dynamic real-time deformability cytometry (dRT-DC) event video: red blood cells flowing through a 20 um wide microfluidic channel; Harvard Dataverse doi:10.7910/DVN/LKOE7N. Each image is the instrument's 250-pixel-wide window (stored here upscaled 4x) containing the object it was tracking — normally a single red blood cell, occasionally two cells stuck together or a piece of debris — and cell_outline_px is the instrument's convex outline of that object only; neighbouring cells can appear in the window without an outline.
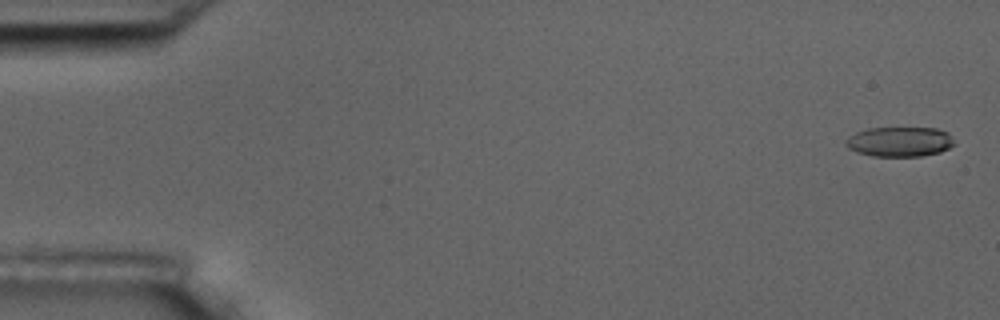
{"species": "common noctule bat (a hibernating species)", "species_latin": "Nyctalus noctula", "temperature_condition": "room temperature", "stored_images_in_passage": 9, "camera_frame_rate_fps": 3000, "um_per_image_px": 0.085, "animal": {"sex": "male", "body_mass_g": 17.5, "forearm_length_mm": 52.3}, "frame": {"image": 1, "passage_image": 1, "time_ms": 0.0, "image_size_px": [1000, 320], "cell_outline_px": [[956, 144], [940, 152], [920, 156], [872, 156], [856, 152], [848, 148], [844, 144], [844, 140], [848, 136], [856, 132], [868, 128], [936, 128], [948, 132]], "centroid_in_image_um": [76.44, 12.04], "position_along_channel_um": 8.6, "area_um2": 19.02}}
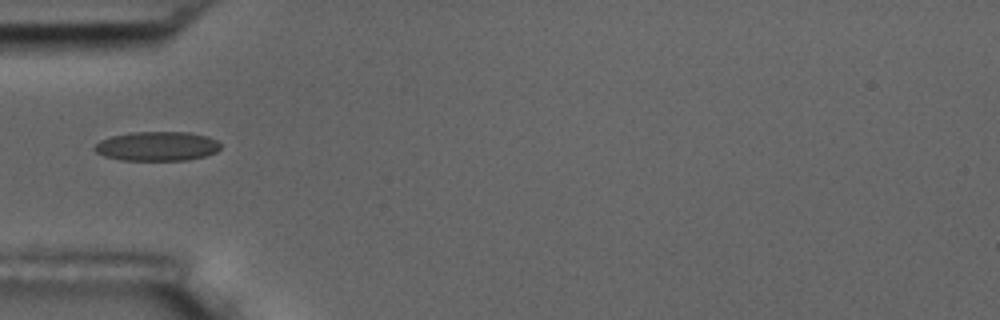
{"frame": {"image": 2, "passage_image": 6, "time_ms": 5.667, "image_size_px": [1000, 320], "cell_outline_px": [[220, 148], [216, 152], [204, 156], [188, 160], [120, 160], [104, 156], [96, 152], [92, 148], [100, 140], [112, 136], [132, 132], [188, 132], [208, 136], [216, 140], [220, 144]], "centroid_in_image_um": [13.34, 12.43], "position_along_channel_um": 71.7, "area_um2": 21.56}}
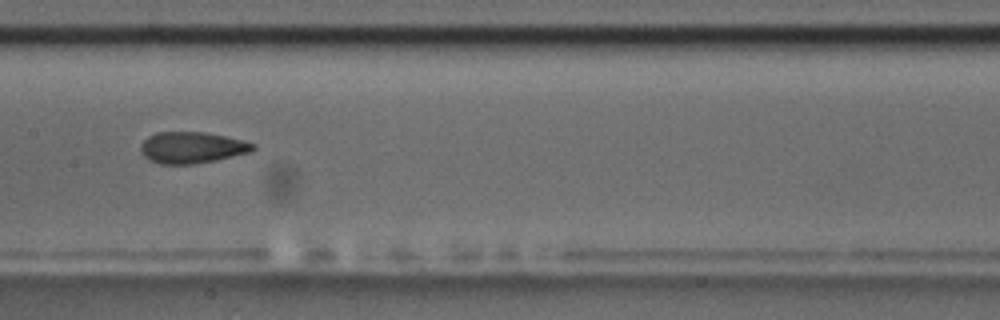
{"frame": {"image": 3, "passage_image": 9, "time_ms": 9.0, "image_size_px": [1000, 320], "cell_outline_px": [[256, 148], [252, 152], [216, 160], [192, 164], [160, 164], [148, 160], [140, 152], [140, 144], [148, 136], [156, 132], [204, 132], [244, 140], [256, 144]], "centroid_in_image_um": [16.31, 12.54], "position_along_channel_um": 191.1, "area_um2": 20.75}}